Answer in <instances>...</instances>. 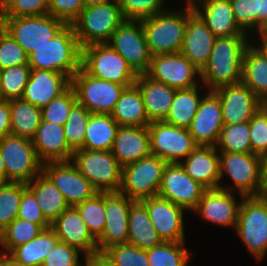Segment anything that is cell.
I'll list each match as a JSON object with an SVG mask.
<instances>
[{
    "instance_id": "obj_25",
    "label": "cell",
    "mask_w": 267,
    "mask_h": 266,
    "mask_svg": "<svg viewBox=\"0 0 267 266\" xmlns=\"http://www.w3.org/2000/svg\"><path fill=\"white\" fill-rule=\"evenodd\" d=\"M188 1L216 37L248 35L238 26L230 0Z\"/></svg>"
},
{
    "instance_id": "obj_38",
    "label": "cell",
    "mask_w": 267,
    "mask_h": 266,
    "mask_svg": "<svg viewBox=\"0 0 267 266\" xmlns=\"http://www.w3.org/2000/svg\"><path fill=\"white\" fill-rule=\"evenodd\" d=\"M41 120L40 108L22 98L10 100L11 134L32 139Z\"/></svg>"
},
{
    "instance_id": "obj_50",
    "label": "cell",
    "mask_w": 267,
    "mask_h": 266,
    "mask_svg": "<svg viewBox=\"0 0 267 266\" xmlns=\"http://www.w3.org/2000/svg\"><path fill=\"white\" fill-rule=\"evenodd\" d=\"M23 64H28V54L0 26V70Z\"/></svg>"
},
{
    "instance_id": "obj_40",
    "label": "cell",
    "mask_w": 267,
    "mask_h": 266,
    "mask_svg": "<svg viewBox=\"0 0 267 266\" xmlns=\"http://www.w3.org/2000/svg\"><path fill=\"white\" fill-rule=\"evenodd\" d=\"M215 148L220 152L251 153L249 121L224 124Z\"/></svg>"
},
{
    "instance_id": "obj_3",
    "label": "cell",
    "mask_w": 267,
    "mask_h": 266,
    "mask_svg": "<svg viewBox=\"0 0 267 266\" xmlns=\"http://www.w3.org/2000/svg\"><path fill=\"white\" fill-rule=\"evenodd\" d=\"M183 11L166 10L141 20L151 56L181 50L188 20V0Z\"/></svg>"
},
{
    "instance_id": "obj_51",
    "label": "cell",
    "mask_w": 267,
    "mask_h": 266,
    "mask_svg": "<svg viewBox=\"0 0 267 266\" xmlns=\"http://www.w3.org/2000/svg\"><path fill=\"white\" fill-rule=\"evenodd\" d=\"M48 14V0H7L0 17H24Z\"/></svg>"
},
{
    "instance_id": "obj_22",
    "label": "cell",
    "mask_w": 267,
    "mask_h": 266,
    "mask_svg": "<svg viewBox=\"0 0 267 266\" xmlns=\"http://www.w3.org/2000/svg\"><path fill=\"white\" fill-rule=\"evenodd\" d=\"M215 39L216 36L188 1V20L180 53L202 71L208 63Z\"/></svg>"
},
{
    "instance_id": "obj_24",
    "label": "cell",
    "mask_w": 267,
    "mask_h": 266,
    "mask_svg": "<svg viewBox=\"0 0 267 266\" xmlns=\"http://www.w3.org/2000/svg\"><path fill=\"white\" fill-rule=\"evenodd\" d=\"M59 241L78 248L84 257L99 254L97 240L89 232L86 223L75 207H69L52 223Z\"/></svg>"
},
{
    "instance_id": "obj_11",
    "label": "cell",
    "mask_w": 267,
    "mask_h": 266,
    "mask_svg": "<svg viewBox=\"0 0 267 266\" xmlns=\"http://www.w3.org/2000/svg\"><path fill=\"white\" fill-rule=\"evenodd\" d=\"M0 153L10 182L27 184L42 172L31 139L9 134L0 139Z\"/></svg>"
},
{
    "instance_id": "obj_58",
    "label": "cell",
    "mask_w": 267,
    "mask_h": 266,
    "mask_svg": "<svg viewBox=\"0 0 267 266\" xmlns=\"http://www.w3.org/2000/svg\"><path fill=\"white\" fill-rule=\"evenodd\" d=\"M84 266H114L102 254L86 257Z\"/></svg>"
},
{
    "instance_id": "obj_61",
    "label": "cell",
    "mask_w": 267,
    "mask_h": 266,
    "mask_svg": "<svg viewBox=\"0 0 267 266\" xmlns=\"http://www.w3.org/2000/svg\"><path fill=\"white\" fill-rule=\"evenodd\" d=\"M259 36V45H254V47L267 58V34H259Z\"/></svg>"
},
{
    "instance_id": "obj_43",
    "label": "cell",
    "mask_w": 267,
    "mask_h": 266,
    "mask_svg": "<svg viewBox=\"0 0 267 266\" xmlns=\"http://www.w3.org/2000/svg\"><path fill=\"white\" fill-rule=\"evenodd\" d=\"M90 115L91 112L77 102L63 125L66 142L73 152L83 147Z\"/></svg>"
},
{
    "instance_id": "obj_23",
    "label": "cell",
    "mask_w": 267,
    "mask_h": 266,
    "mask_svg": "<svg viewBox=\"0 0 267 266\" xmlns=\"http://www.w3.org/2000/svg\"><path fill=\"white\" fill-rule=\"evenodd\" d=\"M207 91L188 130L198 145L215 146L224 125L222 107L218 95Z\"/></svg>"
},
{
    "instance_id": "obj_44",
    "label": "cell",
    "mask_w": 267,
    "mask_h": 266,
    "mask_svg": "<svg viewBox=\"0 0 267 266\" xmlns=\"http://www.w3.org/2000/svg\"><path fill=\"white\" fill-rule=\"evenodd\" d=\"M23 182L0 184V233L18 217V210L23 190Z\"/></svg>"
},
{
    "instance_id": "obj_53",
    "label": "cell",
    "mask_w": 267,
    "mask_h": 266,
    "mask_svg": "<svg viewBox=\"0 0 267 266\" xmlns=\"http://www.w3.org/2000/svg\"><path fill=\"white\" fill-rule=\"evenodd\" d=\"M81 253L78 248L58 241L41 266H83L79 263Z\"/></svg>"
},
{
    "instance_id": "obj_18",
    "label": "cell",
    "mask_w": 267,
    "mask_h": 266,
    "mask_svg": "<svg viewBox=\"0 0 267 266\" xmlns=\"http://www.w3.org/2000/svg\"><path fill=\"white\" fill-rule=\"evenodd\" d=\"M133 202L119 192L104 193L105 228L97 239L99 254L111 246L128 244V215Z\"/></svg>"
},
{
    "instance_id": "obj_28",
    "label": "cell",
    "mask_w": 267,
    "mask_h": 266,
    "mask_svg": "<svg viewBox=\"0 0 267 266\" xmlns=\"http://www.w3.org/2000/svg\"><path fill=\"white\" fill-rule=\"evenodd\" d=\"M31 140L42 163L72 159L73 151L66 142L63 125L41 120Z\"/></svg>"
},
{
    "instance_id": "obj_49",
    "label": "cell",
    "mask_w": 267,
    "mask_h": 266,
    "mask_svg": "<svg viewBox=\"0 0 267 266\" xmlns=\"http://www.w3.org/2000/svg\"><path fill=\"white\" fill-rule=\"evenodd\" d=\"M118 2L124 19L142 20L166 11L163 7L164 0H118Z\"/></svg>"
},
{
    "instance_id": "obj_41",
    "label": "cell",
    "mask_w": 267,
    "mask_h": 266,
    "mask_svg": "<svg viewBox=\"0 0 267 266\" xmlns=\"http://www.w3.org/2000/svg\"><path fill=\"white\" fill-rule=\"evenodd\" d=\"M191 255L185 242H162L147 249L150 266H187Z\"/></svg>"
},
{
    "instance_id": "obj_46",
    "label": "cell",
    "mask_w": 267,
    "mask_h": 266,
    "mask_svg": "<svg viewBox=\"0 0 267 266\" xmlns=\"http://www.w3.org/2000/svg\"><path fill=\"white\" fill-rule=\"evenodd\" d=\"M102 255L114 266H150L147 250L131 244L111 246Z\"/></svg>"
},
{
    "instance_id": "obj_29",
    "label": "cell",
    "mask_w": 267,
    "mask_h": 266,
    "mask_svg": "<svg viewBox=\"0 0 267 266\" xmlns=\"http://www.w3.org/2000/svg\"><path fill=\"white\" fill-rule=\"evenodd\" d=\"M180 164L193 180L207 189H216L221 185L219 152L215 146L198 145Z\"/></svg>"
},
{
    "instance_id": "obj_54",
    "label": "cell",
    "mask_w": 267,
    "mask_h": 266,
    "mask_svg": "<svg viewBox=\"0 0 267 266\" xmlns=\"http://www.w3.org/2000/svg\"><path fill=\"white\" fill-rule=\"evenodd\" d=\"M17 218L38 224L43 229L51 227V224L42 214L37 199L27 187L22 192Z\"/></svg>"
},
{
    "instance_id": "obj_14",
    "label": "cell",
    "mask_w": 267,
    "mask_h": 266,
    "mask_svg": "<svg viewBox=\"0 0 267 266\" xmlns=\"http://www.w3.org/2000/svg\"><path fill=\"white\" fill-rule=\"evenodd\" d=\"M261 157L253 153H219L220 182L228 174L242 197L258 196Z\"/></svg>"
},
{
    "instance_id": "obj_35",
    "label": "cell",
    "mask_w": 267,
    "mask_h": 266,
    "mask_svg": "<svg viewBox=\"0 0 267 266\" xmlns=\"http://www.w3.org/2000/svg\"><path fill=\"white\" fill-rule=\"evenodd\" d=\"M118 128L111 115L91 113L82 149L111 151Z\"/></svg>"
},
{
    "instance_id": "obj_65",
    "label": "cell",
    "mask_w": 267,
    "mask_h": 266,
    "mask_svg": "<svg viewBox=\"0 0 267 266\" xmlns=\"http://www.w3.org/2000/svg\"><path fill=\"white\" fill-rule=\"evenodd\" d=\"M7 0H0V8L5 4Z\"/></svg>"
},
{
    "instance_id": "obj_19",
    "label": "cell",
    "mask_w": 267,
    "mask_h": 266,
    "mask_svg": "<svg viewBox=\"0 0 267 266\" xmlns=\"http://www.w3.org/2000/svg\"><path fill=\"white\" fill-rule=\"evenodd\" d=\"M222 107L223 124L249 121L263 102L242 82L223 85L213 90Z\"/></svg>"
},
{
    "instance_id": "obj_45",
    "label": "cell",
    "mask_w": 267,
    "mask_h": 266,
    "mask_svg": "<svg viewBox=\"0 0 267 266\" xmlns=\"http://www.w3.org/2000/svg\"><path fill=\"white\" fill-rule=\"evenodd\" d=\"M75 208L86 223L89 232L97 240L105 228L104 193H96Z\"/></svg>"
},
{
    "instance_id": "obj_21",
    "label": "cell",
    "mask_w": 267,
    "mask_h": 266,
    "mask_svg": "<svg viewBox=\"0 0 267 266\" xmlns=\"http://www.w3.org/2000/svg\"><path fill=\"white\" fill-rule=\"evenodd\" d=\"M231 186L219 185V188L207 189L193 211L206 221L236 228L241 202L237 203L233 194L234 187Z\"/></svg>"
},
{
    "instance_id": "obj_16",
    "label": "cell",
    "mask_w": 267,
    "mask_h": 266,
    "mask_svg": "<svg viewBox=\"0 0 267 266\" xmlns=\"http://www.w3.org/2000/svg\"><path fill=\"white\" fill-rule=\"evenodd\" d=\"M42 172L61 191L70 207H75L98 193L71 161L42 163Z\"/></svg>"
},
{
    "instance_id": "obj_8",
    "label": "cell",
    "mask_w": 267,
    "mask_h": 266,
    "mask_svg": "<svg viewBox=\"0 0 267 266\" xmlns=\"http://www.w3.org/2000/svg\"><path fill=\"white\" fill-rule=\"evenodd\" d=\"M166 165L165 160L152 154L125 165L118 192L134 201L157 196Z\"/></svg>"
},
{
    "instance_id": "obj_59",
    "label": "cell",
    "mask_w": 267,
    "mask_h": 266,
    "mask_svg": "<svg viewBox=\"0 0 267 266\" xmlns=\"http://www.w3.org/2000/svg\"><path fill=\"white\" fill-rule=\"evenodd\" d=\"M0 266H30L17 262L11 254L0 251Z\"/></svg>"
},
{
    "instance_id": "obj_48",
    "label": "cell",
    "mask_w": 267,
    "mask_h": 266,
    "mask_svg": "<svg viewBox=\"0 0 267 266\" xmlns=\"http://www.w3.org/2000/svg\"><path fill=\"white\" fill-rule=\"evenodd\" d=\"M251 153L260 157L267 155V103L249 120Z\"/></svg>"
},
{
    "instance_id": "obj_57",
    "label": "cell",
    "mask_w": 267,
    "mask_h": 266,
    "mask_svg": "<svg viewBox=\"0 0 267 266\" xmlns=\"http://www.w3.org/2000/svg\"><path fill=\"white\" fill-rule=\"evenodd\" d=\"M258 197L267 198V155L261 157Z\"/></svg>"
},
{
    "instance_id": "obj_5",
    "label": "cell",
    "mask_w": 267,
    "mask_h": 266,
    "mask_svg": "<svg viewBox=\"0 0 267 266\" xmlns=\"http://www.w3.org/2000/svg\"><path fill=\"white\" fill-rule=\"evenodd\" d=\"M81 67L91 76L129 87L137 74L127 61L108 43H96L82 48Z\"/></svg>"
},
{
    "instance_id": "obj_15",
    "label": "cell",
    "mask_w": 267,
    "mask_h": 266,
    "mask_svg": "<svg viewBox=\"0 0 267 266\" xmlns=\"http://www.w3.org/2000/svg\"><path fill=\"white\" fill-rule=\"evenodd\" d=\"M206 190L186 173L180 163H167L158 196L192 212Z\"/></svg>"
},
{
    "instance_id": "obj_47",
    "label": "cell",
    "mask_w": 267,
    "mask_h": 266,
    "mask_svg": "<svg viewBox=\"0 0 267 266\" xmlns=\"http://www.w3.org/2000/svg\"><path fill=\"white\" fill-rule=\"evenodd\" d=\"M77 103L74 88L70 85L58 97L52 99L43 109H41L42 120L64 125L72 107Z\"/></svg>"
},
{
    "instance_id": "obj_30",
    "label": "cell",
    "mask_w": 267,
    "mask_h": 266,
    "mask_svg": "<svg viewBox=\"0 0 267 266\" xmlns=\"http://www.w3.org/2000/svg\"><path fill=\"white\" fill-rule=\"evenodd\" d=\"M135 84L140 89L148 120L164 121L169 114L176 89L153 80L147 74H138Z\"/></svg>"
},
{
    "instance_id": "obj_60",
    "label": "cell",
    "mask_w": 267,
    "mask_h": 266,
    "mask_svg": "<svg viewBox=\"0 0 267 266\" xmlns=\"http://www.w3.org/2000/svg\"><path fill=\"white\" fill-rule=\"evenodd\" d=\"M267 20V0H259V30Z\"/></svg>"
},
{
    "instance_id": "obj_1",
    "label": "cell",
    "mask_w": 267,
    "mask_h": 266,
    "mask_svg": "<svg viewBox=\"0 0 267 266\" xmlns=\"http://www.w3.org/2000/svg\"><path fill=\"white\" fill-rule=\"evenodd\" d=\"M247 35L216 37L207 65L201 71L203 86L214 90L237 84L242 78L244 51L250 44Z\"/></svg>"
},
{
    "instance_id": "obj_12",
    "label": "cell",
    "mask_w": 267,
    "mask_h": 266,
    "mask_svg": "<svg viewBox=\"0 0 267 266\" xmlns=\"http://www.w3.org/2000/svg\"><path fill=\"white\" fill-rule=\"evenodd\" d=\"M147 127L152 155L167 163H181L198 146L186 128L165 121H153Z\"/></svg>"
},
{
    "instance_id": "obj_20",
    "label": "cell",
    "mask_w": 267,
    "mask_h": 266,
    "mask_svg": "<svg viewBox=\"0 0 267 266\" xmlns=\"http://www.w3.org/2000/svg\"><path fill=\"white\" fill-rule=\"evenodd\" d=\"M141 202L163 242H185L184 208L158 195Z\"/></svg>"
},
{
    "instance_id": "obj_9",
    "label": "cell",
    "mask_w": 267,
    "mask_h": 266,
    "mask_svg": "<svg viewBox=\"0 0 267 266\" xmlns=\"http://www.w3.org/2000/svg\"><path fill=\"white\" fill-rule=\"evenodd\" d=\"M64 21L50 14L24 17H0V26L29 55L36 48L48 43Z\"/></svg>"
},
{
    "instance_id": "obj_64",
    "label": "cell",
    "mask_w": 267,
    "mask_h": 266,
    "mask_svg": "<svg viewBox=\"0 0 267 266\" xmlns=\"http://www.w3.org/2000/svg\"><path fill=\"white\" fill-rule=\"evenodd\" d=\"M258 32V34H267V20H265Z\"/></svg>"
},
{
    "instance_id": "obj_31",
    "label": "cell",
    "mask_w": 267,
    "mask_h": 266,
    "mask_svg": "<svg viewBox=\"0 0 267 266\" xmlns=\"http://www.w3.org/2000/svg\"><path fill=\"white\" fill-rule=\"evenodd\" d=\"M162 242L145 205L141 201H134L128 215V244L147 250Z\"/></svg>"
},
{
    "instance_id": "obj_37",
    "label": "cell",
    "mask_w": 267,
    "mask_h": 266,
    "mask_svg": "<svg viewBox=\"0 0 267 266\" xmlns=\"http://www.w3.org/2000/svg\"><path fill=\"white\" fill-rule=\"evenodd\" d=\"M198 85L188 89L176 90L169 114L164 120L173 126L188 129L202 100Z\"/></svg>"
},
{
    "instance_id": "obj_52",
    "label": "cell",
    "mask_w": 267,
    "mask_h": 266,
    "mask_svg": "<svg viewBox=\"0 0 267 266\" xmlns=\"http://www.w3.org/2000/svg\"><path fill=\"white\" fill-rule=\"evenodd\" d=\"M238 26L247 34L248 30L259 31V0H230Z\"/></svg>"
},
{
    "instance_id": "obj_36",
    "label": "cell",
    "mask_w": 267,
    "mask_h": 266,
    "mask_svg": "<svg viewBox=\"0 0 267 266\" xmlns=\"http://www.w3.org/2000/svg\"><path fill=\"white\" fill-rule=\"evenodd\" d=\"M58 241L55 231L50 227L43 229L37 237L18 246L10 254L19 263L41 266Z\"/></svg>"
},
{
    "instance_id": "obj_13",
    "label": "cell",
    "mask_w": 267,
    "mask_h": 266,
    "mask_svg": "<svg viewBox=\"0 0 267 266\" xmlns=\"http://www.w3.org/2000/svg\"><path fill=\"white\" fill-rule=\"evenodd\" d=\"M138 74H146L151 64L141 20L125 19L107 42Z\"/></svg>"
},
{
    "instance_id": "obj_62",
    "label": "cell",
    "mask_w": 267,
    "mask_h": 266,
    "mask_svg": "<svg viewBox=\"0 0 267 266\" xmlns=\"http://www.w3.org/2000/svg\"><path fill=\"white\" fill-rule=\"evenodd\" d=\"M10 181L7 179L4 161L0 153V184H6Z\"/></svg>"
},
{
    "instance_id": "obj_56",
    "label": "cell",
    "mask_w": 267,
    "mask_h": 266,
    "mask_svg": "<svg viewBox=\"0 0 267 266\" xmlns=\"http://www.w3.org/2000/svg\"><path fill=\"white\" fill-rule=\"evenodd\" d=\"M11 134L10 101L0 99V139Z\"/></svg>"
},
{
    "instance_id": "obj_55",
    "label": "cell",
    "mask_w": 267,
    "mask_h": 266,
    "mask_svg": "<svg viewBox=\"0 0 267 266\" xmlns=\"http://www.w3.org/2000/svg\"><path fill=\"white\" fill-rule=\"evenodd\" d=\"M84 8L83 0H48V14L65 23H73Z\"/></svg>"
},
{
    "instance_id": "obj_6",
    "label": "cell",
    "mask_w": 267,
    "mask_h": 266,
    "mask_svg": "<svg viewBox=\"0 0 267 266\" xmlns=\"http://www.w3.org/2000/svg\"><path fill=\"white\" fill-rule=\"evenodd\" d=\"M236 234L258 261L267 254V198L242 197Z\"/></svg>"
},
{
    "instance_id": "obj_4",
    "label": "cell",
    "mask_w": 267,
    "mask_h": 266,
    "mask_svg": "<svg viewBox=\"0 0 267 266\" xmlns=\"http://www.w3.org/2000/svg\"><path fill=\"white\" fill-rule=\"evenodd\" d=\"M118 0L85 7L73 22L75 35L81 48L107 43L124 21Z\"/></svg>"
},
{
    "instance_id": "obj_42",
    "label": "cell",
    "mask_w": 267,
    "mask_h": 266,
    "mask_svg": "<svg viewBox=\"0 0 267 266\" xmlns=\"http://www.w3.org/2000/svg\"><path fill=\"white\" fill-rule=\"evenodd\" d=\"M28 64L12 66L0 70V99H21L30 77Z\"/></svg>"
},
{
    "instance_id": "obj_33",
    "label": "cell",
    "mask_w": 267,
    "mask_h": 266,
    "mask_svg": "<svg viewBox=\"0 0 267 266\" xmlns=\"http://www.w3.org/2000/svg\"><path fill=\"white\" fill-rule=\"evenodd\" d=\"M111 116L119 126L141 127L151 123L148 120L140 89L136 84L123 90Z\"/></svg>"
},
{
    "instance_id": "obj_39",
    "label": "cell",
    "mask_w": 267,
    "mask_h": 266,
    "mask_svg": "<svg viewBox=\"0 0 267 266\" xmlns=\"http://www.w3.org/2000/svg\"><path fill=\"white\" fill-rule=\"evenodd\" d=\"M42 230L38 224L16 218L0 233V246L5 251L2 252L10 254L18 246L37 237Z\"/></svg>"
},
{
    "instance_id": "obj_2",
    "label": "cell",
    "mask_w": 267,
    "mask_h": 266,
    "mask_svg": "<svg viewBox=\"0 0 267 266\" xmlns=\"http://www.w3.org/2000/svg\"><path fill=\"white\" fill-rule=\"evenodd\" d=\"M82 48L75 35L73 23H65L48 43L28 55L31 69L56 71L70 80L81 68Z\"/></svg>"
},
{
    "instance_id": "obj_63",
    "label": "cell",
    "mask_w": 267,
    "mask_h": 266,
    "mask_svg": "<svg viewBox=\"0 0 267 266\" xmlns=\"http://www.w3.org/2000/svg\"><path fill=\"white\" fill-rule=\"evenodd\" d=\"M109 1L111 0H83L85 7L97 5V4H103Z\"/></svg>"
},
{
    "instance_id": "obj_32",
    "label": "cell",
    "mask_w": 267,
    "mask_h": 266,
    "mask_svg": "<svg viewBox=\"0 0 267 266\" xmlns=\"http://www.w3.org/2000/svg\"><path fill=\"white\" fill-rule=\"evenodd\" d=\"M27 188L34 194L42 214L50 224L70 207L61 191L43 172L27 183Z\"/></svg>"
},
{
    "instance_id": "obj_27",
    "label": "cell",
    "mask_w": 267,
    "mask_h": 266,
    "mask_svg": "<svg viewBox=\"0 0 267 266\" xmlns=\"http://www.w3.org/2000/svg\"><path fill=\"white\" fill-rule=\"evenodd\" d=\"M111 152L122 167L151 155L148 127L119 126Z\"/></svg>"
},
{
    "instance_id": "obj_10",
    "label": "cell",
    "mask_w": 267,
    "mask_h": 266,
    "mask_svg": "<svg viewBox=\"0 0 267 266\" xmlns=\"http://www.w3.org/2000/svg\"><path fill=\"white\" fill-rule=\"evenodd\" d=\"M77 102L89 112L111 115L116 103L126 88L111 81L101 80L89 75L82 67L72 76Z\"/></svg>"
},
{
    "instance_id": "obj_26",
    "label": "cell",
    "mask_w": 267,
    "mask_h": 266,
    "mask_svg": "<svg viewBox=\"0 0 267 266\" xmlns=\"http://www.w3.org/2000/svg\"><path fill=\"white\" fill-rule=\"evenodd\" d=\"M71 85V80L60 72L31 69L22 99L43 109Z\"/></svg>"
},
{
    "instance_id": "obj_17",
    "label": "cell",
    "mask_w": 267,
    "mask_h": 266,
    "mask_svg": "<svg viewBox=\"0 0 267 266\" xmlns=\"http://www.w3.org/2000/svg\"><path fill=\"white\" fill-rule=\"evenodd\" d=\"M146 74L155 81L180 90L197 86L200 79L195 78L201 76V71L178 52L152 56L150 68Z\"/></svg>"
},
{
    "instance_id": "obj_7",
    "label": "cell",
    "mask_w": 267,
    "mask_h": 266,
    "mask_svg": "<svg viewBox=\"0 0 267 266\" xmlns=\"http://www.w3.org/2000/svg\"><path fill=\"white\" fill-rule=\"evenodd\" d=\"M71 162L98 193L119 191L122 166L111 151L79 149L73 152Z\"/></svg>"
},
{
    "instance_id": "obj_34",
    "label": "cell",
    "mask_w": 267,
    "mask_h": 266,
    "mask_svg": "<svg viewBox=\"0 0 267 266\" xmlns=\"http://www.w3.org/2000/svg\"><path fill=\"white\" fill-rule=\"evenodd\" d=\"M241 82L263 103H267V58L252 42L244 51Z\"/></svg>"
}]
</instances>
